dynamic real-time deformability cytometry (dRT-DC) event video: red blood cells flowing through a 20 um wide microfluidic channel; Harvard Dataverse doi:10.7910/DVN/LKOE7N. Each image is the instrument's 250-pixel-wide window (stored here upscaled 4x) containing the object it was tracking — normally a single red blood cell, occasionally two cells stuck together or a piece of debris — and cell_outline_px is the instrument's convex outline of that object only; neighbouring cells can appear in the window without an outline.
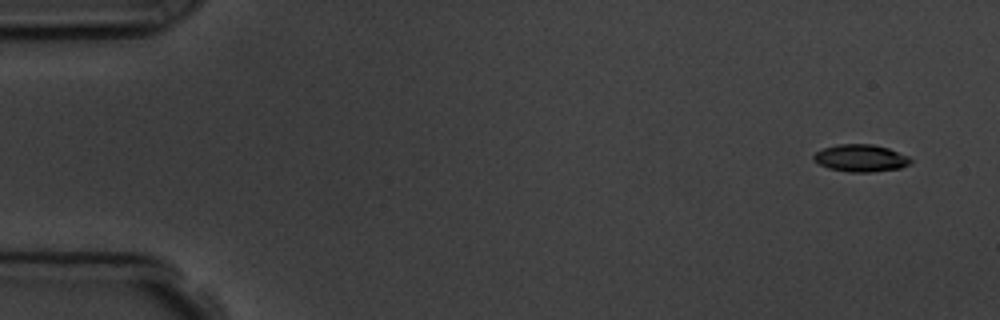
{"species": "common noctule bat (a hibernating species)", "species_latin": "Nyctalus noctula", "temperature_condition": "room temperature", "stored_images_in_passage": 5, "camera_frame_rate_fps": 3000, "um_per_image_px": 0.085, "animal": {"sex": "male", "body_mass_g": 19.5, "forearm_length_mm": 54.6}, "frame": {"image": 1, "passage_image": 1, "time_ms": 0.0, "image_size_px": [1000, 320], "cell_outline_px": [[912, 160], [908, 164], [900, 168], [868, 172], [848, 172], [828, 168], [820, 164], [812, 156], [816, 152], [824, 148], [836, 144], [872, 144], [888, 148], [908, 156]], "centroid_in_image_um": [73.15, 13.43], "position_along_channel_um": 11.8, "area_um2": 15.2}}
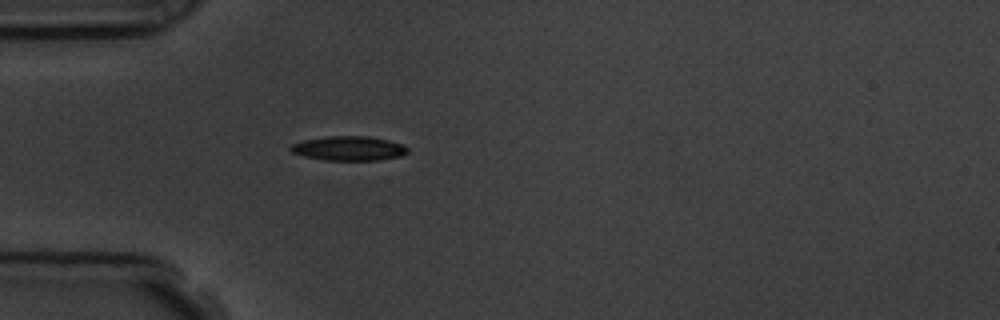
{"frame": {"image": 2, "passage_image": 5, "time_ms": 4.333, "image_size_px": [1000, 320], "cell_outline_px": [[408, 152], [400, 156], [380, 160], [324, 160], [304, 156], [292, 152], [288, 148], [292, 144], [304, 140], [324, 136], [368, 136], [388, 140], [404, 144], [408, 148]], "centroid_in_image_um": [29.66, 12.61], "position_along_channel_um": 55.3, "area_um2": 16.7}}